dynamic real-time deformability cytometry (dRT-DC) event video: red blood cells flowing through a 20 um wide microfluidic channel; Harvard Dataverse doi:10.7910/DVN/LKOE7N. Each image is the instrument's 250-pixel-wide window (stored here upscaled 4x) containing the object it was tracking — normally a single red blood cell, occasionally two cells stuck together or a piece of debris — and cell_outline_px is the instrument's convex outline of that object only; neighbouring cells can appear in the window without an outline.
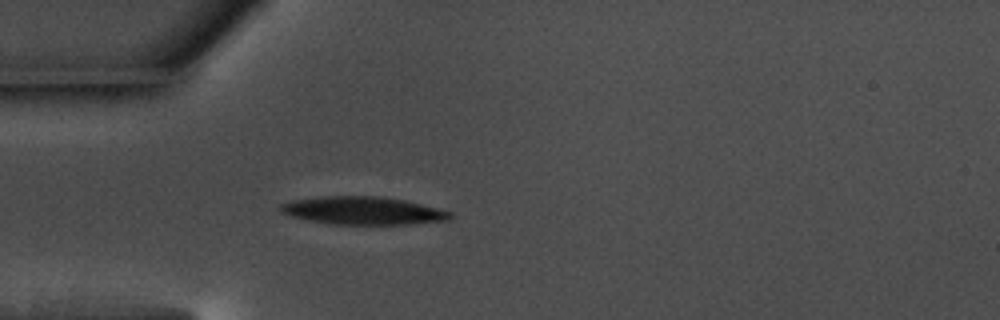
{"species": "common noctule bat (a hibernating species)", "species_latin": "Nyctalus noctula", "temperature_condition": "warm", "stored_images_in_passage": 41, "camera_frame_rate_fps": 3000, "um_per_image_px": 0.085, "animal": {"sex": "male", "body_mass_g": 17.5, "forearm_length_mm": 52.3}, "frame": {"image": 1, "passage_image": 1, "time_ms": 0.0, "image_size_px": [1000, 320], "cell_outline_px": [[452, 216], [448, 220], [412, 224], [336, 224], [308, 220], [292, 216], [280, 212], [280, 204], [296, 200], [320, 196], [376, 196], [404, 200], [452, 212]], "centroid_in_image_um": [30.85, 17.9], "position_along_channel_um": 54.1, "area_um2": 27.22}}
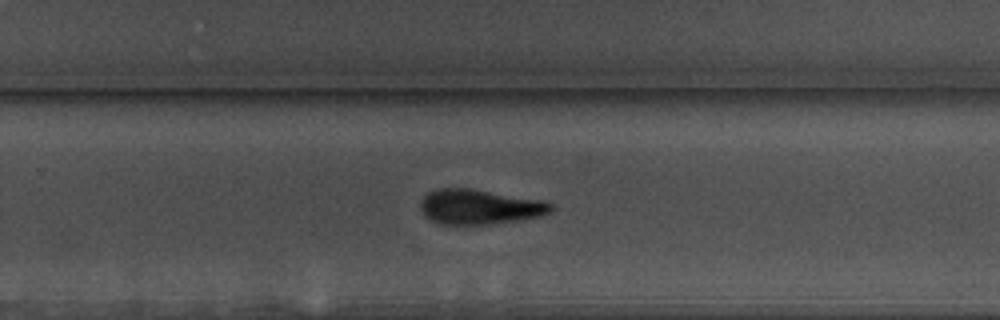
{"frame": {"image": 2, "passage_image": 21, "time_ms": 6.667, "image_size_px": [1000, 320], "cell_outline_px": [[556, 208], [552, 212], [540, 216], [524, 220], [488, 224], [440, 224], [424, 216], [420, 208], [420, 204], [424, 196], [428, 192], [436, 188], [472, 188], [544, 200], [552, 204]], "centroid_in_image_um": [40.81, 17.57], "position_along_channel_um": 289.0, "area_um2": 26.99}}
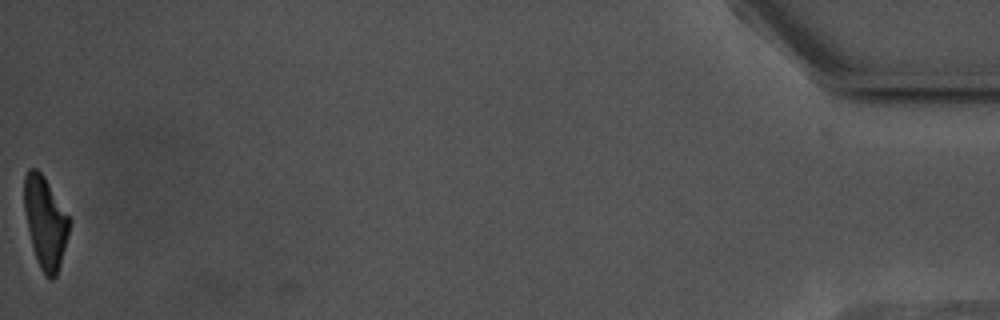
{"frame": {"image": 3, "passage_image": 41, "time_ms": 13.333, "image_size_px": [1000, 320], "cell_outline_px": [[72, 220], [60, 264], [56, 276], [52, 280], [48, 280], [40, 268], [36, 260], [28, 228], [24, 208], [24, 176], [28, 168], [36, 168], [44, 176]], "centroid_in_image_um": [3.86, 18.89], "position_along_channel_um": 431.3, "area_um2": 24.1}, "authors_computed_cell_mechanics": {"area_um2": 27.0504, "velocity_mm_per_s": 3.6371, "shape_relaxation_time_tau1_ms": 5.3129, "shape_relaxation_time_tau2_ms": 9.1785, "deformation_change_tau1": 0.1938, "deformation_change_tau2": 0.2266}}